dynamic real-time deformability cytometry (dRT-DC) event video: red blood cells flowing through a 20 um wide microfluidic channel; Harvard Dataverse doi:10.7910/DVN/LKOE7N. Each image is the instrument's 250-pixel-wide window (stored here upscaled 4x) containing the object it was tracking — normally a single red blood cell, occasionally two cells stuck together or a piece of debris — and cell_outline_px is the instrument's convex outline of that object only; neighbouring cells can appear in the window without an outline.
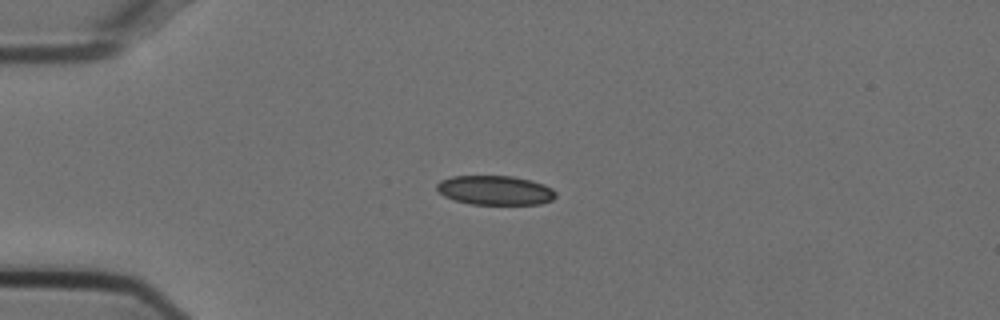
{"species": "Egyptian fruit bat (a non-hibernating species)", "species_latin": "Rousettus aegyptiacus", "temperature_condition": "cold", "stored_images_in_passage": 41, "camera_frame_rate_fps": 3000, "um_per_image_px": 0.085, "animal": {"sex": "female"}, "frame": {"image": 1, "passage_image": 1, "time_ms": 0.0, "image_size_px": [1000, 320], "cell_outline_px": [[556, 196], [552, 200], [540, 204], [472, 204], [456, 200], [444, 196], [436, 188], [436, 184], [440, 180], [452, 176], [512, 176], [532, 180], [544, 184], [552, 188], [556, 192]], "centroid_in_image_um": [42.11, 16.16], "position_along_channel_um": 42.9, "area_um2": 20.35}}
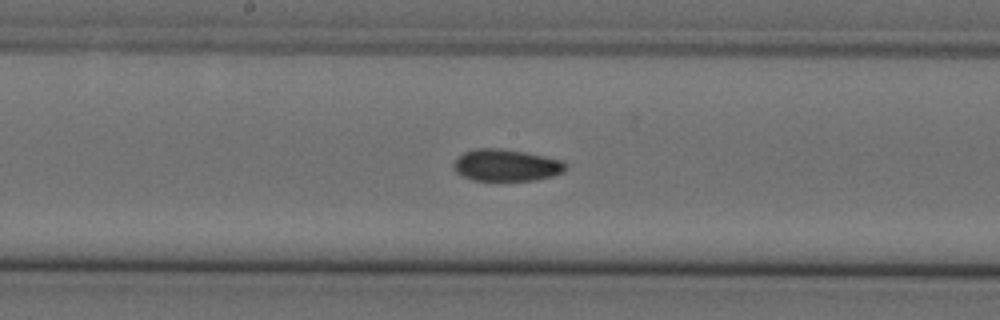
{"frame": {"image": 2, "passage_image": 16, "time_ms": 5.0, "image_size_px": [1000, 320], "cell_outline_px": [[568, 168], [564, 172], [552, 176], [536, 180], [472, 180], [460, 176], [452, 168], [452, 164], [464, 152], [476, 148], [500, 148], [524, 152], [564, 160], [568, 164]], "centroid_in_image_um": [43.05, 14.05], "position_along_channel_um": 205.2, "area_um2": 21.04}}
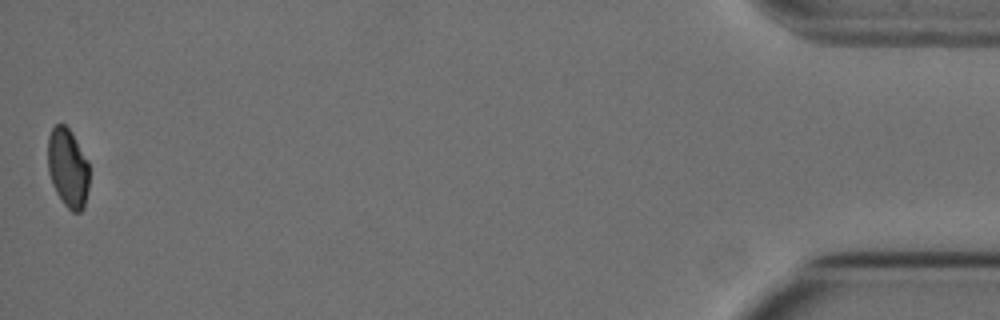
{"frame": {"image": 3, "passage_image": 41, "time_ms": 13.333, "image_size_px": [1000, 320], "cell_outline_px": [[88, 188], [84, 208], [80, 212], [72, 212], [64, 204], [56, 192], [52, 184], [48, 172], [48, 136], [52, 128], [56, 124], [64, 124], [72, 132], [88, 160]], "centroid_in_image_um": [5.76, 14.27], "position_along_channel_um": 429.4, "area_um2": 19.19}, "authors_computed_cell_mechanics": {"area_um2": 20.7502, "velocity_mm_per_s": 3.7584, "shape_relaxation_time_tau1_ms": null, "shape_relaxation_time_tau2_ms": 3.6987, "deformation_change_tau1": null, "deformation_change_tau2": 0.0699}}